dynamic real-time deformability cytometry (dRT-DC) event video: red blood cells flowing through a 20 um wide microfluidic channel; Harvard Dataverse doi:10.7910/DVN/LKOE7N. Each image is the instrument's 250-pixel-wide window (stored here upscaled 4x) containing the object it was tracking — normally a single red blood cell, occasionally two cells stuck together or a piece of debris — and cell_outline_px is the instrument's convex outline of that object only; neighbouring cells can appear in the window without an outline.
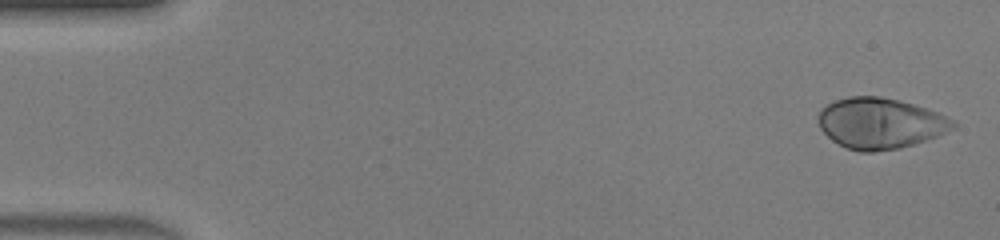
{"species": "human", "species_latin": "Homo sapiens", "temperature_condition": "warm", "stored_images_in_passage": 46, "camera_frame_rate_fps": 3000, "um_per_image_px": 0.085, "donor": {"sex": "male"}, "frame": {"image": 1, "passage_image": 2, "time_ms": 0.333, "image_size_px": [1000, 240], "cell_outline_px": [[956, 128], [936, 136], [900, 148], [872, 152], [860, 152], [848, 148], [832, 140], [820, 128], [816, 120], [816, 116], [820, 108], [824, 104], [848, 96], [880, 96], [900, 100], [936, 112], [956, 120]], "centroid_in_image_um": [74.77, 10.46], "position_along_channel_um": 10.2, "area_um2": 40.06}}
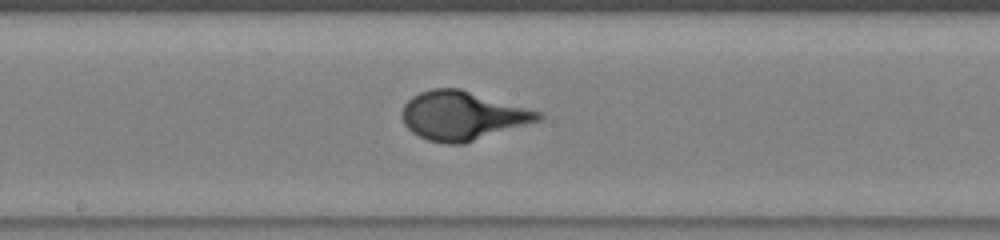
{"frame": {"image": 2, "passage_image": 25, "time_ms": 8.0, "image_size_px": [1000, 240], "cell_outline_px": [[544, 116], [540, 120], [464, 144], [448, 144], [428, 140], [412, 132], [404, 124], [404, 104], [412, 96], [420, 92], [432, 88], [460, 88], [544, 112]], "centroid_in_image_um": [39.35, 9.82], "position_along_channel_um": 208.8, "area_um2": 38.67}}
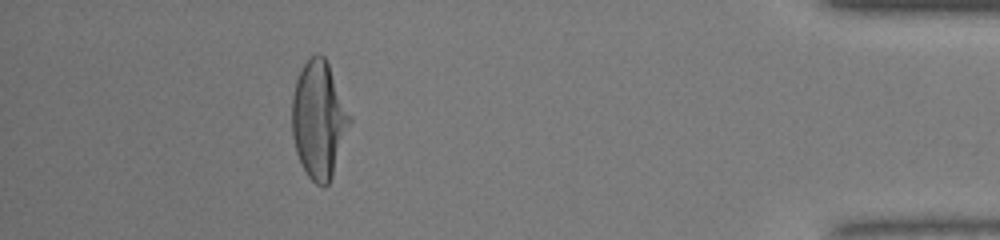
{"frame": {"image": 3, "passage_image": 42, "time_ms": 13.667, "image_size_px": [1000, 240], "cell_outline_px": [[352, 120], [332, 176], [328, 184], [324, 188], [316, 184], [308, 176], [296, 152], [292, 136], [292, 96], [296, 80], [304, 64], [316, 52], [320, 52], [324, 56], [328, 64], [352, 116]], "centroid_in_image_um": [27.11, 10.17], "position_along_channel_um": 408.1, "area_um2": 39.36}}